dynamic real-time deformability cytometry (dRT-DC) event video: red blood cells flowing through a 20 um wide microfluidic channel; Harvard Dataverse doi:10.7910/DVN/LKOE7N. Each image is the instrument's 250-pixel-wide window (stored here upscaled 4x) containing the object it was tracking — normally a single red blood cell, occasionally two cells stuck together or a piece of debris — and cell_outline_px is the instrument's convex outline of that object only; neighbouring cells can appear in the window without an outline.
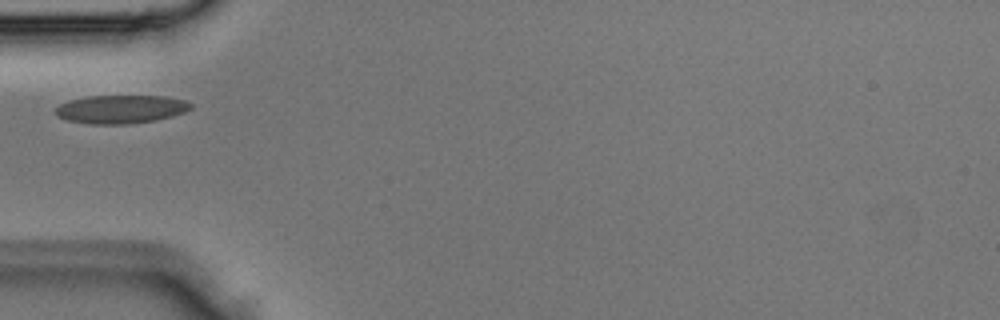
{"species": "Egyptian fruit bat (a non-hibernating species)", "species_latin": "Rousettus aegyptiacus", "temperature_condition": "room temperature", "stored_images_in_passage": 3, "camera_frame_rate_fps": 3000, "um_per_image_px": 0.085, "animal": {"sex": "male"}, "frame": {"image": 1, "passage_image": 3, "time_ms": 0.667, "image_size_px": [1000, 320], "cell_outline_px": [[192, 108], [184, 112], [172, 116], [156, 120], [128, 124], [92, 124], [68, 120], [56, 116], [56, 108], [60, 104], [68, 100], [88, 96], [164, 96], [184, 100], [192, 104]], "centroid_in_image_um": [10.27, 9.28], "position_along_channel_um": 74.7, "area_um2": 22.31}}